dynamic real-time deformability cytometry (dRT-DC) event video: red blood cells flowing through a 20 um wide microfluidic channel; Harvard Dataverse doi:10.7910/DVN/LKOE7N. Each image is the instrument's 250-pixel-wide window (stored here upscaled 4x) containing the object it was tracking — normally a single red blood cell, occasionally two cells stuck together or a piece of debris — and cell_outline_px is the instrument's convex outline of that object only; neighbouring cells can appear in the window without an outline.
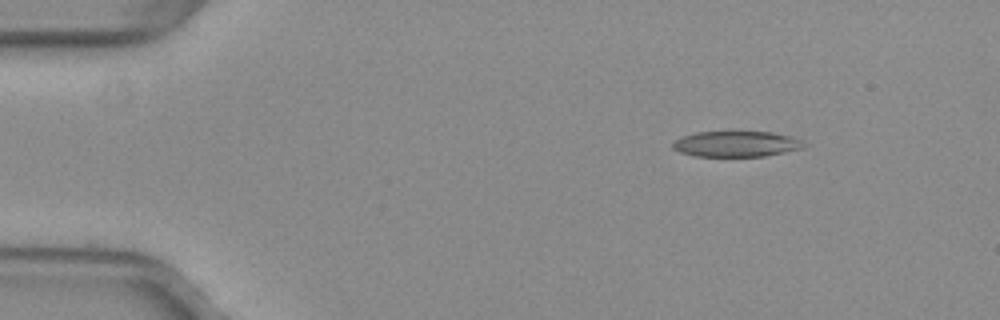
{"species": "common noctule bat (a hibernating species)", "species_latin": "Nyctalus noctula", "temperature_condition": "warm", "stored_images_in_passage": 10, "camera_frame_rate_fps": 3000, "um_per_image_px": 0.085, "animal": {"sex": "female", "body_mass_g": 29.2, "forearm_length_mm": 56.3}, "frame": {"image": 1, "passage_image": 1, "time_ms": 0.0, "image_size_px": [1000, 320], "cell_outline_px": [[804, 144], [800, 148], [784, 152], [764, 156], [696, 156], [680, 152], [672, 148], [672, 144], [680, 136], [696, 132], [732, 128], [772, 132], [804, 140]], "centroid_in_image_um": [62.53, 12.17], "position_along_channel_um": 22.5, "area_um2": 20.52}}